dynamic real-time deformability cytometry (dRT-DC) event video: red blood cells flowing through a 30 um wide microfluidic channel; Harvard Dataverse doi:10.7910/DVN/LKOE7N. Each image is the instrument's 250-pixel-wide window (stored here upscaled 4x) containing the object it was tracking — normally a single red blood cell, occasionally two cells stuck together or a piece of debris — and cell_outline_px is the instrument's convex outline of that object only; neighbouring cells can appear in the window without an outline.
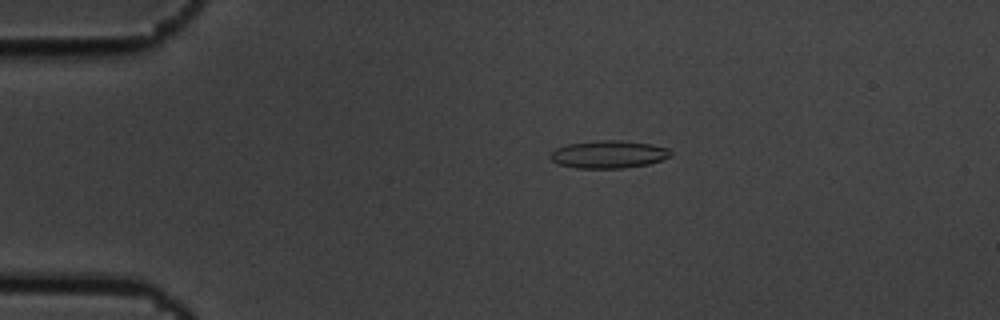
{"species": "common noctule bat (a hibernating species)", "species_latin": "Nyctalus noctula", "temperature_condition": "cold", "stored_images_in_passage": 45, "camera_frame_rate_fps": 3000, "um_per_image_px": 0.085, "animal": {"sex": "male", "body_mass_g": 19.5, "forearm_length_mm": 54.6}, "frame": {"image": 1, "passage_image": 1, "time_ms": 0.0, "image_size_px": [1000, 320], "cell_outline_px": [[672, 156], [648, 164], [624, 168], [576, 168], [556, 164], [548, 156], [556, 148], [568, 144], [596, 140], [620, 140], [652, 144], [668, 148], [672, 152]], "centroid_in_image_um": [51.72, 13.12], "position_along_channel_um": 33.3, "area_um2": 19.54}}
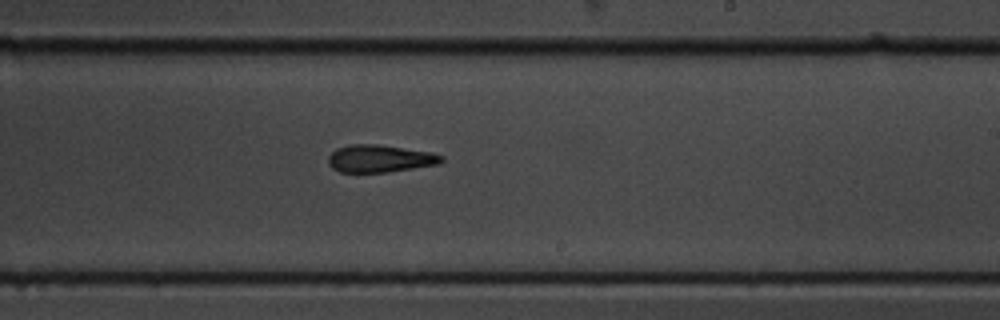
{"frame": {"image": 2, "passage_image": 23, "time_ms": 7.333, "image_size_px": [1000, 320], "cell_outline_px": [[444, 160], [440, 164], [388, 172], [340, 172], [332, 168], [328, 164], [328, 156], [336, 148], [348, 144], [376, 144], [432, 152], [444, 156]], "centroid_in_image_um": [32.29, 13.48], "position_along_channel_um": 256.7, "area_um2": 18.26}}
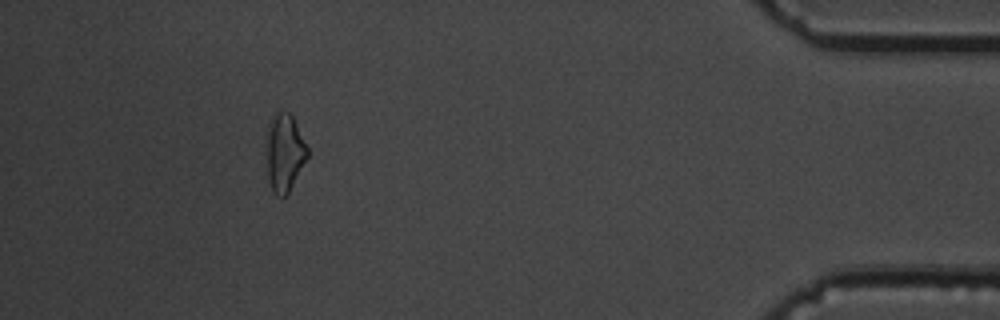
{"frame": {"image": 3, "passage_image": 40, "time_ms": 13.0, "image_size_px": [1000, 320], "cell_outline_px": [[308, 156], [288, 192], [284, 196], [276, 196], [272, 192], [268, 180], [264, 140], [264, 136], [272, 112], [288, 112], [292, 116], [308, 148]], "centroid_in_image_um": [24.11, 12.94], "position_along_channel_um": 411.1, "area_um2": 19.02}, "authors_computed_cell_mechanics": {"area_um2": 18.3804, "velocity_mm_per_s": 3.6669, "shape_relaxation_time_tau1_ms": 5.6202, "shape_relaxation_time_tau2_ms": 9.0332, "deformation_change_tau1": 0.1616, "deformation_change_tau2": 0.2018}}